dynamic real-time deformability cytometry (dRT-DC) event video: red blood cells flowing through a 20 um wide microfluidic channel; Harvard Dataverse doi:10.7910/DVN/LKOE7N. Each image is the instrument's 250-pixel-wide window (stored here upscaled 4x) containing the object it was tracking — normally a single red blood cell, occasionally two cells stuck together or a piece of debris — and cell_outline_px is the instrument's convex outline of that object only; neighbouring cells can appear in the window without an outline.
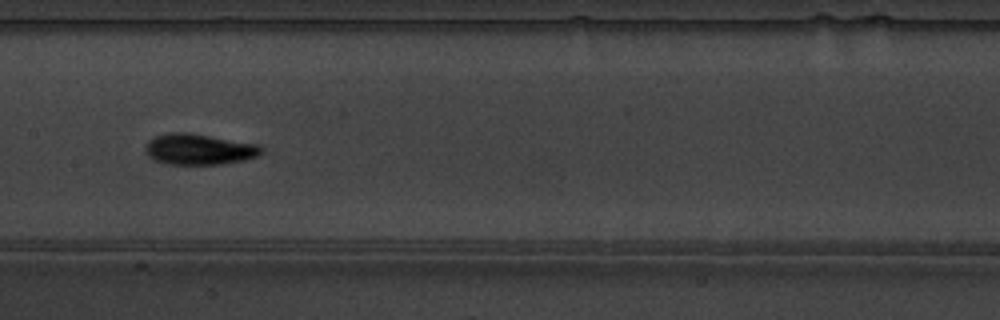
{"species": "common noctule bat (a hibernating species)", "species_latin": "Nyctalus noctula", "temperature_condition": "warm", "stored_images_in_passage": 8, "camera_frame_rate_fps": 3000, "um_per_image_px": 0.085, "animal": {"sex": "male", "body_mass_g": 19.5, "forearm_length_mm": 54.6}, "frame": {"image": 1, "passage_image": 6, "time_ms": 1.667, "image_size_px": [1000, 320], "cell_outline_px": [[264, 148], [256, 156], [244, 160], [220, 164], [168, 164], [156, 160], [148, 156], [144, 148], [148, 140], [156, 136], [168, 132], [188, 132], [260, 144]], "centroid_in_image_um": [16.91, 12.67], "position_along_channel_um": 190.5, "area_um2": 20.92}}
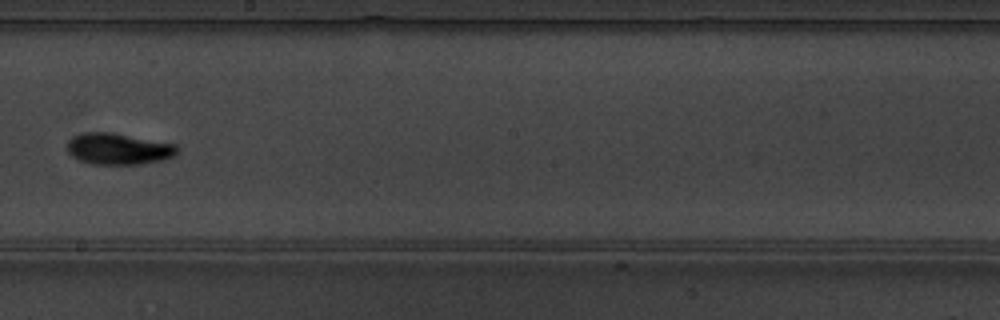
{"frame": {"image": 2, "passage_image": 7, "time_ms": 2.0, "image_size_px": [1000, 320], "cell_outline_px": [[180, 152], [176, 156], [164, 160], [140, 164], [92, 164], [80, 160], [72, 156], [68, 152], [68, 140], [72, 136], [84, 132], [112, 132], [176, 144], [180, 148]], "centroid_in_image_um": [10.12, 12.65], "position_along_channel_um": 238.1, "area_um2": 20.4}}